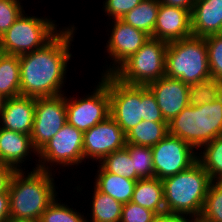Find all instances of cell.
Instances as JSON below:
<instances>
[{
  "mask_svg": "<svg viewBox=\"0 0 222 222\" xmlns=\"http://www.w3.org/2000/svg\"><path fill=\"white\" fill-rule=\"evenodd\" d=\"M111 25L109 23L110 31L109 29H107V31L111 33L107 34L108 41L106 46H104L106 48L105 52L108 54L105 58H108L109 62L105 67L102 66L103 72L101 71V75L112 74L124 61L135 54L142 45L151 38L145 32L126 24L121 19L112 20Z\"/></svg>",
  "mask_w": 222,
  "mask_h": 222,
  "instance_id": "12",
  "label": "cell"
},
{
  "mask_svg": "<svg viewBox=\"0 0 222 222\" xmlns=\"http://www.w3.org/2000/svg\"><path fill=\"white\" fill-rule=\"evenodd\" d=\"M32 154L38 156V151L34 148L30 135L17 133L0 127L1 164L10 166L15 171H24L26 169L25 167L22 168V166L28 162L27 160L31 161Z\"/></svg>",
  "mask_w": 222,
  "mask_h": 222,
  "instance_id": "17",
  "label": "cell"
},
{
  "mask_svg": "<svg viewBox=\"0 0 222 222\" xmlns=\"http://www.w3.org/2000/svg\"><path fill=\"white\" fill-rule=\"evenodd\" d=\"M191 36H193L191 12L187 9L160 4L151 38L171 42Z\"/></svg>",
  "mask_w": 222,
  "mask_h": 222,
  "instance_id": "16",
  "label": "cell"
},
{
  "mask_svg": "<svg viewBox=\"0 0 222 222\" xmlns=\"http://www.w3.org/2000/svg\"><path fill=\"white\" fill-rule=\"evenodd\" d=\"M68 25L44 47L19 56L20 95L44 98L67 93L62 88L67 82L71 44L78 29L74 23Z\"/></svg>",
  "mask_w": 222,
  "mask_h": 222,
  "instance_id": "1",
  "label": "cell"
},
{
  "mask_svg": "<svg viewBox=\"0 0 222 222\" xmlns=\"http://www.w3.org/2000/svg\"><path fill=\"white\" fill-rule=\"evenodd\" d=\"M168 135L167 122H150L142 120L126 134L127 144L153 147Z\"/></svg>",
  "mask_w": 222,
  "mask_h": 222,
  "instance_id": "25",
  "label": "cell"
},
{
  "mask_svg": "<svg viewBox=\"0 0 222 222\" xmlns=\"http://www.w3.org/2000/svg\"><path fill=\"white\" fill-rule=\"evenodd\" d=\"M55 22L48 16H28L24 10L0 37V52L20 56L44 47L63 29Z\"/></svg>",
  "mask_w": 222,
  "mask_h": 222,
  "instance_id": "6",
  "label": "cell"
},
{
  "mask_svg": "<svg viewBox=\"0 0 222 222\" xmlns=\"http://www.w3.org/2000/svg\"><path fill=\"white\" fill-rule=\"evenodd\" d=\"M126 144L125 132L111 116H108L84 132V161L89 159L100 162L110 153L126 147Z\"/></svg>",
  "mask_w": 222,
  "mask_h": 222,
  "instance_id": "14",
  "label": "cell"
},
{
  "mask_svg": "<svg viewBox=\"0 0 222 222\" xmlns=\"http://www.w3.org/2000/svg\"><path fill=\"white\" fill-rule=\"evenodd\" d=\"M0 93L7 98L20 95V60L18 55L0 53Z\"/></svg>",
  "mask_w": 222,
  "mask_h": 222,
  "instance_id": "24",
  "label": "cell"
},
{
  "mask_svg": "<svg viewBox=\"0 0 222 222\" xmlns=\"http://www.w3.org/2000/svg\"><path fill=\"white\" fill-rule=\"evenodd\" d=\"M151 149L154 177L160 180L188 169L197 161V151L190 144L169 134Z\"/></svg>",
  "mask_w": 222,
  "mask_h": 222,
  "instance_id": "10",
  "label": "cell"
},
{
  "mask_svg": "<svg viewBox=\"0 0 222 222\" xmlns=\"http://www.w3.org/2000/svg\"><path fill=\"white\" fill-rule=\"evenodd\" d=\"M222 83L209 79L189 88V105L199 106L210 103L221 96Z\"/></svg>",
  "mask_w": 222,
  "mask_h": 222,
  "instance_id": "31",
  "label": "cell"
},
{
  "mask_svg": "<svg viewBox=\"0 0 222 222\" xmlns=\"http://www.w3.org/2000/svg\"><path fill=\"white\" fill-rule=\"evenodd\" d=\"M142 0H105L103 11L110 18L109 20L122 19L129 11L134 9Z\"/></svg>",
  "mask_w": 222,
  "mask_h": 222,
  "instance_id": "36",
  "label": "cell"
},
{
  "mask_svg": "<svg viewBox=\"0 0 222 222\" xmlns=\"http://www.w3.org/2000/svg\"><path fill=\"white\" fill-rule=\"evenodd\" d=\"M131 202L155 212L159 217L165 215L162 180L157 177L137 180Z\"/></svg>",
  "mask_w": 222,
  "mask_h": 222,
  "instance_id": "20",
  "label": "cell"
},
{
  "mask_svg": "<svg viewBox=\"0 0 222 222\" xmlns=\"http://www.w3.org/2000/svg\"><path fill=\"white\" fill-rule=\"evenodd\" d=\"M97 173H95V187L104 194H107L122 204L131 201L136 180L118 176L106 172L99 164Z\"/></svg>",
  "mask_w": 222,
  "mask_h": 222,
  "instance_id": "21",
  "label": "cell"
},
{
  "mask_svg": "<svg viewBox=\"0 0 222 222\" xmlns=\"http://www.w3.org/2000/svg\"><path fill=\"white\" fill-rule=\"evenodd\" d=\"M165 76L189 86L212 79L205 38L191 36L168 42Z\"/></svg>",
  "mask_w": 222,
  "mask_h": 222,
  "instance_id": "5",
  "label": "cell"
},
{
  "mask_svg": "<svg viewBox=\"0 0 222 222\" xmlns=\"http://www.w3.org/2000/svg\"><path fill=\"white\" fill-rule=\"evenodd\" d=\"M168 42L150 38L124 61L112 75L127 85L146 86L165 76Z\"/></svg>",
  "mask_w": 222,
  "mask_h": 222,
  "instance_id": "7",
  "label": "cell"
},
{
  "mask_svg": "<svg viewBox=\"0 0 222 222\" xmlns=\"http://www.w3.org/2000/svg\"><path fill=\"white\" fill-rule=\"evenodd\" d=\"M4 222H39V221H34V220H18V219H13V218L9 217Z\"/></svg>",
  "mask_w": 222,
  "mask_h": 222,
  "instance_id": "42",
  "label": "cell"
},
{
  "mask_svg": "<svg viewBox=\"0 0 222 222\" xmlns=\"http://www.w3.org/2000/svg\"><path fill=\"white\" fill-rule=\"evenodd\" d=\"M212 183L209 174L196 161L188 169L164 178L165 215L199 218Z\"/></svg>",
  "mask_w": 222,
  "mask_h": 222,
  "instance_id": "3",
  "label": "cell"
},
{
  "mask_svg": "<svg viewBox=\"0 0 222 222\" xmlns=\"http://www.w3.org/2000/svg\"><path fill=\"white\" fill-rule=\"evenodd\" d=\"M36 98L19 95L7 98L0 115V127L31 135L34 123Z\"/></svg>",
  "mask_w": 222,
  "mask_h": 222,
  "instance_id": "18",
  "label": "cell"
},
{
  "mask_svg": "<svg viewBox=\"0 0 222 222\" xmlns=\"http://www.w3.org/2000/svg\"><path fill=\"white\" fill-rule=\"evenodd\" d=\"M94 91L78 99L66 96L67 123L83 133L110 116L108 74L100 75Z\"/></svg>",
  "mask_w": 222,
  "mask_h": 222,
  "instance_id": "9",
  "label": "cell"
},
{
  "mask_svg": "<svg viewBox=\"0 0 222 222\" xmlns=\"http://www.w3.org/2000/svg\"><path fill=\"white\" fill-rule=\"evenodd\" d=\"M10 217L9 193H0V222H4Z\"/></svg>",
  "mask_w": 222,
  "mask_h": 222,
  "instance_id": "38",
  "label": "cell"
},
{
  "mask_svg": "<svg viewBox=\"0 0 222 222\" xmlns=\"http://www.w3.org/2000/svg\"><path fill=\"white\" fill-rule=\"evenodd\" d=\"M208 64L212 79L222 83V34L205 37Z\"/></svg>",
  "mask_w": 222,
  "mask_h": 222,
  "instance_id": "32",
  "label": "cell"
},
{
  "mask_svg": "<svg viewBox=\"0 0 222 222\" xmlns=\"http://www.w3.org/2000/svg\"><path fill=\"white\" fill-rule=\"evenodd\" d=\"M110 116L127 134L142 121L141 86L127 85L108 74Z\"/></svg>",
  "mask_w": 222,
  "mask_h": 222,
  "instance_id": "11",
  "label": "cell"
},
{
  "mask_svg": "<svg viewBox=\"0 0 222 222\" xmlns=\"http://www.w3.org/2000/svg\"><path fill=\"white\" fill-rule=\"evenodd\" d=\"M168 134L182 139L197 152L222 135V95L207 104L186 106L168 122Z\"/></svg>",
  "mask_w": 222,
  "mask_h": 222,
  "instance_id": "4",
  "label": "cell"
},
{
  "mask_svg": "<svg viewBox=\"0 0 222 222\" xmlns=\"http://www.w3.org/2000/svg\"><path fill=\"white\" fill-rule=\"evenodd\" d=\"M142 120L166 122L153 93L147 86H141Z\"/></svg>",
  "mask_w": 222,
  "mask_h": 222,
  "instance_id": "35",
  "label": "cell"
},
{
  "mask_svg": "<svg viewBox=\"0 0 222 222\" xmlns=\"http://www.w3.org/2000/svg\"><path fill=\"white\" fill-rule=\"evenodd\" d=\"M146 86L153 93L167 123L189 105L190 86L180 79L163 76Z\"/></svg>",
  "mask_w": 222,
  "mask_h": 222,
  "instance_id": "15",
  "label": "cell"
},
{
  "mask_svg": "<svg viewBox=\"0 0 222 222\" xmlns=\"http://www.w3.org/2000/svg\"><path fill=\"white\" fill-rule=\"evenodd\" d=\"M6 100H7V97L4 96L2 93H0V115H1V112L3 111V109H4Z\"/></svg>",
  "mask_w": 222,
  "mask_h": 222,
  "instance_id": "41",
  "label": "cell"
},
{
  "mask_svg": "<svg viewBox=\"0 0 222 222\" xmlns=\"http://www.w3.org/2000/svg\"><path fill=\"white\" fill-rule=\"evenodd\" d=\"M57 196L55 200L42 213L39 222H87L86 216L65 202H61ZM60 201V202H58Z\"/></svg>",
  "mask_w": 222,
  "mask_h": 222,
  "instance_id": "29",
  "label": "cell"
},
{
  "mask_svg": "<svg viewBox=\"0 0 222 222\" xmlns=\"http://www.w3.org/2000/svg\"><path fill=\"white\" fill-rule=\"evenodd\" d=\"M36 98L31 139L39 152L67 123L66 95Z\"/></svg>",
  "mask_w": 222,
  "mask_h": 222,
  "instance_id": "13",
  "label": "cell"
},
{
  "mask_svg": "<svg viewBox=\"0 0 222 222\" xmlns=\"http://www.w3.org/2000/svg\"><path fill=\"white\" fill-rule=\"evenodd\" d=\"M22 0H0V37L24 11Z\"/></svg>",
  "mask_w": 222,
  "mask_h": 222,
  "instance_id": "33",
  "label": "cell"
},
{
  "mask_svg": "<svg viewBox=\"0 0 222 222\" xmlns=\"http://www.w3.org/2000/svg\"><path fill=\"white\" fill-rule=\"evenodd\" d=\"M15 171L8 187L10 217L39 221L58 196L55 174L41 169ZM54 176V177H53Z\"/></svg>",
  "mask_w": 222,
  "mask_h": 222,
  "instance_id": "2",
  "label": "cell"
},
{
  "mask_svg": "<svg viewBox=\"0 0 222 222\" xmlns=\"http://www.w3.org/2000/svg\"><path fill=\"white\" fill-rule=\"evenodd\" d=\"M196 219L190 216L179 215H163L160 216L156 222H195Z\"/></svg>",
  "mask_w": 222,
  "mask_h": 222,
  "instance_id": "40",
  "label": "cell"
},
{
  "mask_svg": "<svg viewBox=\"0 0 222 222\" xmlns=\"http://www.w3.org/2000/svg\"><path fill=\"white\" fill-rule=\"evenodd\" d=\"M14 172L15 170L12 167L0 163V193L8 191L11 177Z\"/></svg>",
  "mask_w": 222,
  "mask_h": 222,
  "instance_id": "37",
  "label": "cell"
},
{
  "mask_svg": "<svg viewBox=\"0 0 222 222\" xmlns=\"http://www.w3.org/2000/svg\"><path fill=\"white\" fill-rule=\"evenodd\" d=\"M199 222H222V182H212L209 186Z\"/></svg>",
  "mask_w": 222,
  "mask_h": 222,
  "instance_id": "28",
  "label": "cell"
},
{
  "mask_svg": "<svg viewBox=\"0 0 222 222\" xmlns=\"http://www.w3.org/2000/svg\"><path fill=\"white\" fill-rule=\"evenodd\" d=\"M92 201L90 202V211L87 213L89 218L86 221L90 222H120L123 204L111 196L102 193L93 186ZM91 214V215H90Z\"/></svg>",
  "mask_w": 222,
  "mask_h": 222,
  "instance_id": "22",
  "label": "cell"
},
{
  "mask_svg": "<svg viewBox=\"0 0 222 222\" xmlns=\"http://www.w3.org/2000/svg\"><path fill=\"white\" fill-rule=\"evenodd\" d=\"M125 148L133 161L136 175L140 179L153 178L154 167L151 147L126 144Z\"/></svg>",
  "mask_w": 222,
  "mask_h": 222,
  "instance_id": "30",
  "label": "cell"
},
{
  "mask_svg": "<svg viewBox=\"0 0 222 222\" xmlns=\"http://www.w3.org/2000/svg\"><path fill=\"white\" fill-rule=\"evenodd\" d=\"M84 133L66 123L49 142L38 152L39 159L32 169H41L53 173L52 166L72 167L86 163L83 154ZM49 164V165H48Z\"/></svg>",
  "mask_w": 222,
  "mask_h": 222,
  "instance_id": "8",
  "label": "cell"
},
{
  "mask_svg": "<svg viewBox=\"0 0 222 222\" xmlns=\"http://www.w3.org/2000/svg\"><path fill=\"white\" fill-rule=\"evenodd\" d=\"M99 165L109 173L116 174L118 176L126 177L131 180H139L134 170L133 161L129 155L128 150L124 147L116 150L109 155L105 156Z\"/></svg>",
  "mask_w": 222,
  "mask_h": 222,
  "instance_id": "27",
  "label": "cell"
},
{
  "mask_svg": "<svg viewBox=\"0 0 222 222\" xmlns=\"http://www.w3.org/2000/svg\"><path fill=\"white\" fill-rule=\"evenodd\" d=\"M198 151L197 161L209 174L211 181L222 182V135L203 145Z\"/></svg>",
  "mask_w": 222,
  "mask_h": 222,
  "instance_id": "26",
  "label": "cell"
},
{
  "mask_svg": "<svg viewBox=\"0 0 222 222\" xmlns=\"http://www.w3.org/2000/svg\"><path fill=\"white\" fill-rule=\"evenodd\" d=\"M159 216L134 202L123 204L120 222H156Z\"/></svg>",
  "mask_w": 222,
  "mask_h": 222,
  "instance_id": "34",
  "label": "cell"
},
{
  "mask_svg": "<svg viewBox=\"0 0 222 222\" xmlns=\"http://www.w3.org/2000/svg\"><path fill=\"white\" fill-rule=\"evenodd\" d=\"M222 0H196L191 11V31L194 37L205 38L221 34Z\"/></svg>",
  "mask_w": 222,
  "mask_h": 222,
  "instance_id": "19",
  "label": "cell"
},
{
  "mask_svg": "<svg viewBox=\"0 0 222 222\" xmlns=\"http://www.w3.org/2000/svg\"><path fill=\"white\" fill-rule=\"evenodd\" d=\"M160 4H166L169 6L179 7L183 9H187L190 12L193 9V6L196 0H158Z\"/></svg>",
  "mask_w": 222,
  "mask_h": 222,
  "instance_id": "39",
  "label": "cell"
},
{
  "mask_svg": "<svg viewBox=\"0 0 222 222\" xmlns=\"http://www.w3.org/2000/svg\"><path fill=\"white\" fill-rule=\"evenodd\" d=\"M159 6L158 0H142L139 5L129 11L121 20L152 37Z\"/></svg>",
  "mask_w": 222,
  "mask_h": 222,
  "instance_id": "23",
  "label": "cell"
}]
</instances>
